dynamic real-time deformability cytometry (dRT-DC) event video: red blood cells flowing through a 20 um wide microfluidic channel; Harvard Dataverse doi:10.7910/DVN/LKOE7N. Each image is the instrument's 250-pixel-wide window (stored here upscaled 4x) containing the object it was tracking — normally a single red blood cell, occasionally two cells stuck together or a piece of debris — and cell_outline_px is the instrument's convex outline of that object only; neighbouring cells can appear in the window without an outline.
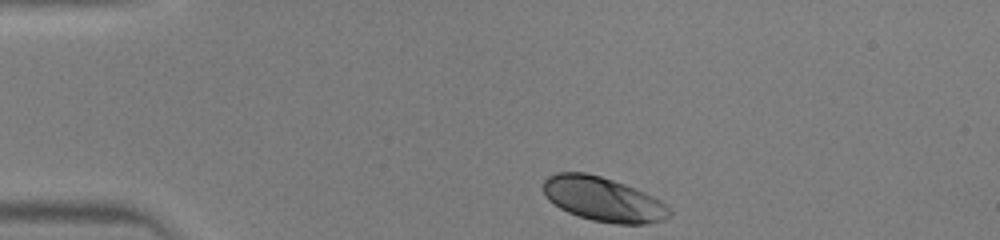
{"species": "human", "species_latin": "Homo sapiens", "temperature_condition": "warm", "stored_images_in_passage": 37, "camera_frame_rate_fps": 3000, "um_per_image_px": 0.085, "donor": {"sex": "male"}, "frame": {"image": 1, "passage_image": 1, "time_ms": 0.0, "image_size_px": [1000, 240], "cell_outline_px": [[672, 212], [664, 220], [644, 224], [616, 224], [592, 220], [568, 212], [560, 208], [548, 200], [544, 192], [544, 180], [548, 176], [556, 172], [584, 172], [600, 176], [624, 184], [644, 192], [660, 200]], "centroid_in_image_um": [51.25, 16.94], "position_along_channel_um": 33.7, "area_um2": 32.31}}
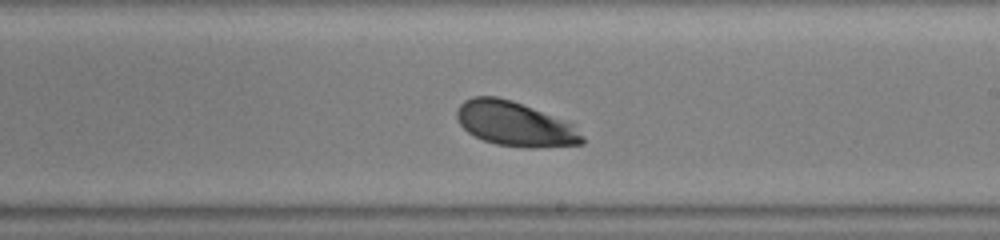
{"frame": {"image": 2, "passage_image": 19, "time_ms": 6.0, "image_size_px": [1000, 240], "cell_outline_px": [[584, 144], [532, 148], [524, 148], [496, 144], [484, 140], [468, 132], [460, 124], [456, 116], [456, 112], [460, 104], [464, 100], [472, 96], [496, 96], [512, 100], [572, 124], [584, 136]], "centroid_in_image_um": [43.75, 10.54], "position_along_channel_um": 245.3, "area_um2": 32.31}}
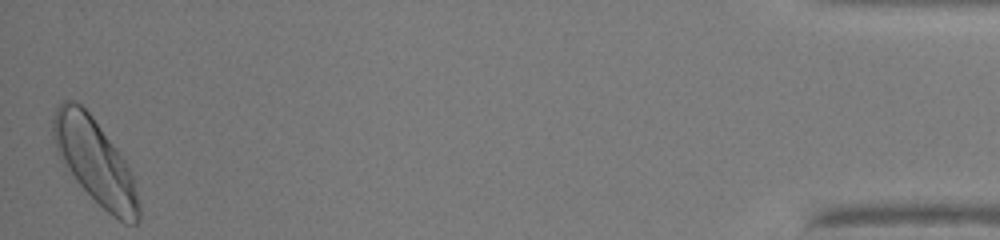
{"frame": {"image": 3, "passage_image": 37, "time_ms": 12.0, "image_size_px": [1000, 240], "cell_outline_px": [[140, 220], [136, 224], [124, 224], [112, 216], [76, 180], [56, 148], [52, 136], [52, 120], [56, 108], [64, 100], [72, 100], [80, 104], [92, 116], [124, 160], [132, 176], [140, 204]], "centroid_in_image_um": [8.09, 13.74], "position_along_channel_um": 427.1, "area_um2": 41.1}}